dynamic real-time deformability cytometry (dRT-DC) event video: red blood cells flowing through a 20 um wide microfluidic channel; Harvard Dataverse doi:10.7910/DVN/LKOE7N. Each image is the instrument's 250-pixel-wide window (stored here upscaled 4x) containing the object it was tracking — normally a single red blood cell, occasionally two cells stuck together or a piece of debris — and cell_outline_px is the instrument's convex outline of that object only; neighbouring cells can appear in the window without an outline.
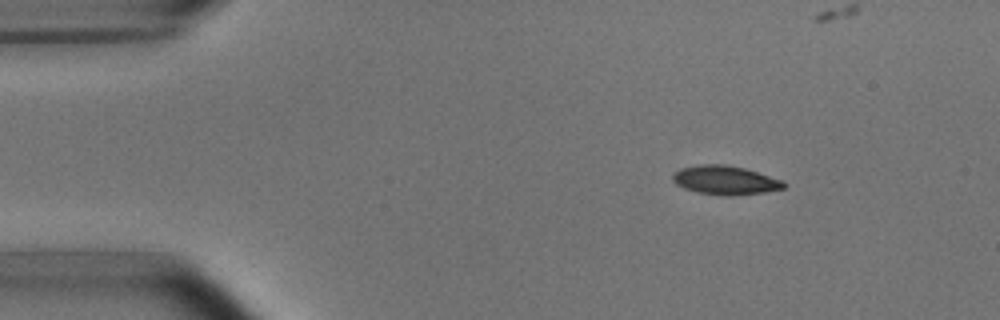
{"species": "common noctule bat (a hibernating species)", "species_latin": "Nyctalus noctula", "temperature_condition": "room temperature", "stored_images_in_passage": 4, "camera_frame_rate_fps": 3000, "um_per_image_px": 0.085, "animal": {"sex": "male", "body_mass_g": 15.6}, "frame": {"image": 1, "passage_image": 1, "time_ms": 0.0, "image_size_px": [1000, 320], "cell_outline_px": [[788, 184], [784, 188], [764, 192], [732, 196], [728, 196], [700, 192], [684, 188], [676, 184], [672, 180], [672, 172], [680, 168], [700, 164], [724, 164], [744, 168], [784, 180]], "centroid_in_image_um": [61.65, 15.3], "position_along_channel_um": 23.4, "area_um2": 18.79}}
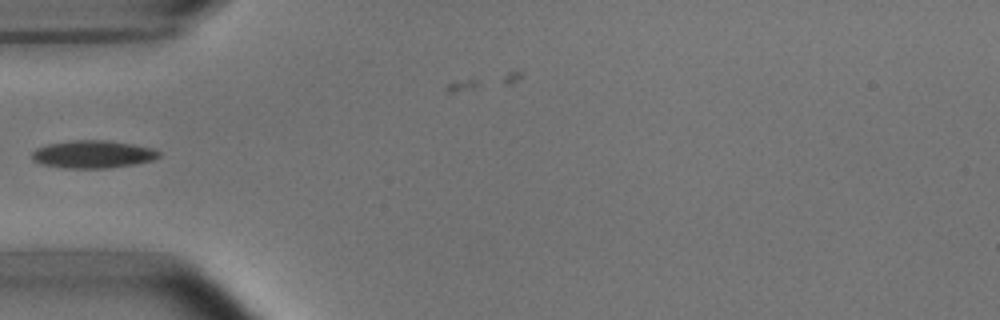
{"frame": {"image": 2, "passage_image": 3, "time_ms": 3.333, "image_size_px": [1000, 320], "cell_outline_px": [[160, 156], [152, 160], [132, 164], [108, 168], [60, 168], [40, 164], [32, 160], [32, 152], [36, 148], [48, 144], [76, 140], [108, 140], [132, 144], [152, 148], [160, 152]], "centroid_in_image_um": [7.85, 13.11], "position_along_channel_um": 77.1, "area_um2": 20.46}}